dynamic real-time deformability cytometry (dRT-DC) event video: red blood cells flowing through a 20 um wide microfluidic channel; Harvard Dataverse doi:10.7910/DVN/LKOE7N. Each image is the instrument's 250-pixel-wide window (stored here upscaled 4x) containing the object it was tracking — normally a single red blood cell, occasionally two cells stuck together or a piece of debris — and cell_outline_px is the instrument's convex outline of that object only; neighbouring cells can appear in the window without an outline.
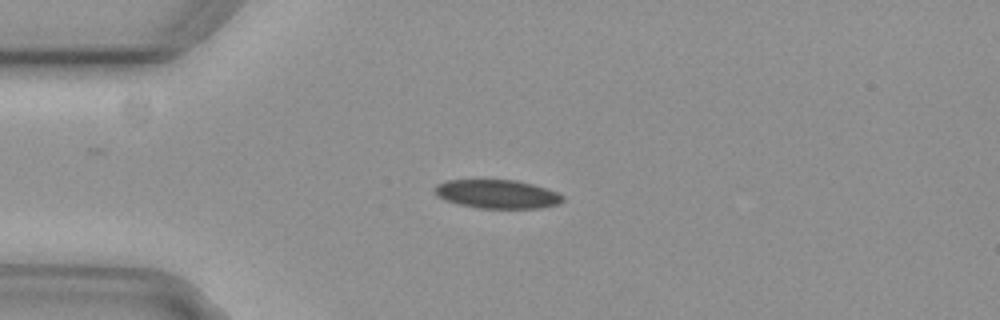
{"species": "common noctule bat (a hibernating species)", "species_latin": "Nyctalus noctula", "temperature_condition": "cold", "stored_images_in_passage": 4, "camera_frame_rate_fps": 3000, "um_per_image_px": 0.085, "animal": {"sex": "female", "body_mass_g": 29.2, "forearm_length_mm": 56.3}, "frame": {"image": 1, "passage_image": 2, "time_ms": 0.333, "image_size_px": [1000, 320], "cell_outline_px": [[564, 200], [560, 204], [540, 208], [480, 208], [460, 204], [444, 200], [436, 196], [432, 188], [436, 184], [444, 180], [516, 180], [532, 184], [556, 192], [564, 196]], "centroid_in_image_um": [42.22, 16.49], "position_along_channel_um": 42.8, "area_um2": 21.5}}